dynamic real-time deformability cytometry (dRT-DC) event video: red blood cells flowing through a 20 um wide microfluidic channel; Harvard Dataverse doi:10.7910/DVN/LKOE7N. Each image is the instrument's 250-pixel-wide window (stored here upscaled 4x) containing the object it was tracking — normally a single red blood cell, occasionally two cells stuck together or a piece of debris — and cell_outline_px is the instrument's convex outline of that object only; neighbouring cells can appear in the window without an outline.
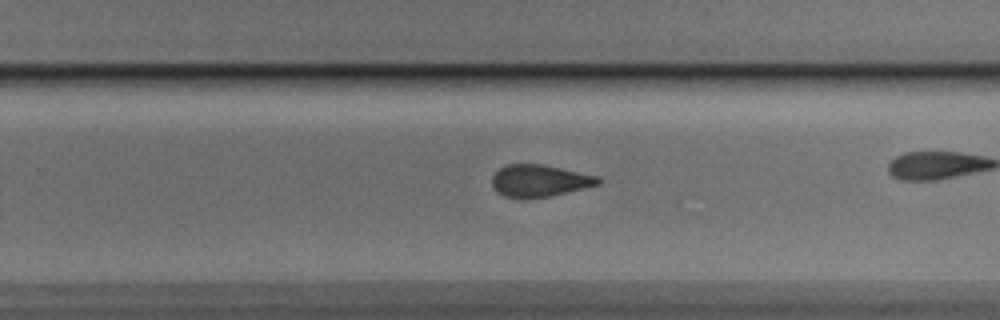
{"species": "Egyptian fruit bat (a non-hibernating species)", "species_latin": "Rousettus aegyptiacus", "temperature_condition": "cold", "stored_images_in_passage": 29, "camera_frame_rate_fps": 3000, "um_per_image_px": 0.085, "animal": {"sex": "male"}, "frame": {"image": 1, "passage_image": 21, "time_ms": 6.667, "image_size_px": [1000, 320], "cell_outline_px": [[600, 184], [552, 196], [524, 200], [520, 200], [504, 196], [492, 184], [492, 176], [500, 168], [508, 164], [544, 164], [600, 176]], "centroid_in_image_um": [45.88, 15.38], "position_along_channel_um": 283.9, "area_um2": 20.11}}